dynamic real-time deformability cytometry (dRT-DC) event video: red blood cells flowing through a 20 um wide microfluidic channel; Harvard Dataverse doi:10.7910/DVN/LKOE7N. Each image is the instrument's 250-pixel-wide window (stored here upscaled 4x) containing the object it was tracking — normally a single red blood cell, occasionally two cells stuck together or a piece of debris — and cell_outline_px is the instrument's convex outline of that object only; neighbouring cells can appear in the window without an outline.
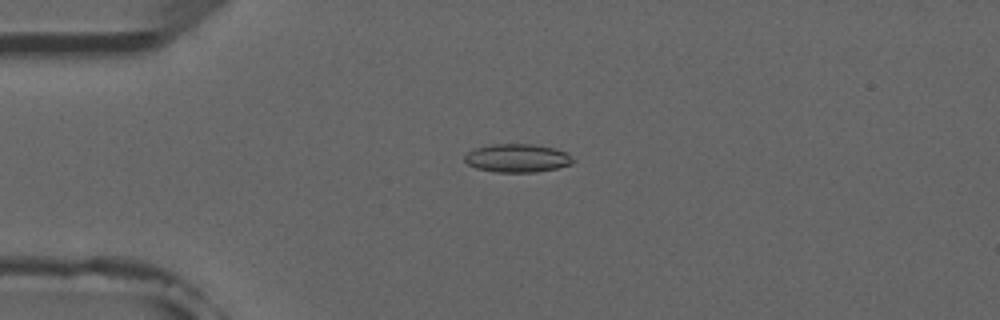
{"species": "common noctule bat (a hibernating species)", "species_latin": "Nyctalus noctula", "temperature_condition": "room temperature", "stored_images_in_passage": 5, "camera_frame_rate_fps": 3000, "um_per_image_px": 0.085, "animal": {"sex": "male", "forearm_length_mm": 52.5}, "frame": {"image": 1, "passage_image": 4, "time_ms": 3.667, "image_size_px": [1000, 320], "cell_outline_px": [[576, 160], [572, 164], [556, 168], [536, 172], [496, 172], [476, 168], [468, 164], [464, 160], [464, 156], [472, 148], [492, 144], [536, 144], [556, 148], [564, 152]], "centroid_in_image_um": [43.96, 13.43], "position_along_channel_um": 41.0, "area_um2": 18.03}}